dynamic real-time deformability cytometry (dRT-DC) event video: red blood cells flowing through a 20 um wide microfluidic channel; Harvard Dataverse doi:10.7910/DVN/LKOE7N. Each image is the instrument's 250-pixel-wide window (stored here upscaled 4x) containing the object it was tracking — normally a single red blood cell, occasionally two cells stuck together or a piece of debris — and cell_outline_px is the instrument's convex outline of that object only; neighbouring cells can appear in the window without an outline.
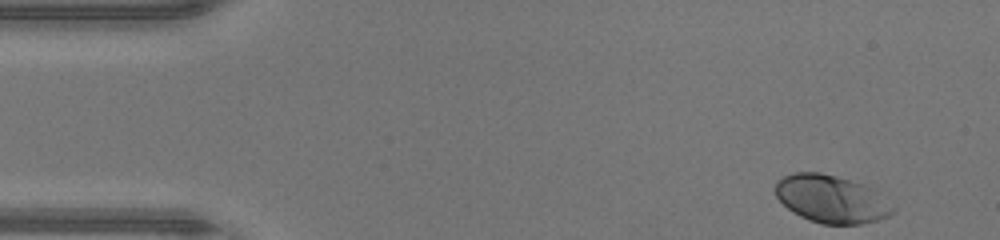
{"species": "human", "species_latin": "Homo sapiens", "temperature_condition": "warm", "stored_images_in_passage": 44, "camera_frame_rate_fps": 3000, "um_per_image_px": 0.085, "donor": {"sex": "male"}, "frame": {"image": 1, "passage_image": 1, "time_ms": 0.0, "image_size_px": [1000, 240], "cell_outline_px": [[896, 208], [888, 216], [876, 220], [860, 224], [820, 224], [808, 220], [800, 216], [788, 208], [776, 196], [776, 180], [792, 172], [820, 172], [836, 176], [864, 184], [872, 188]], "centroid_in_image_um": [70.65, 16.91], "position_along_channel_um": 14.3, "area_um2": 32.54}}
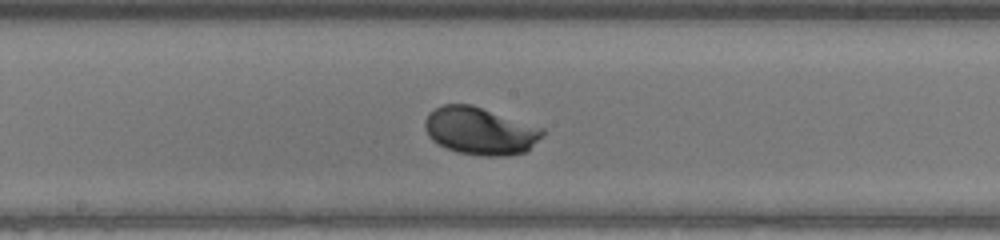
{"frame": {"image": 2, "passage_image": 22, "time_ms": 7.0, "image_size_px": [1000, 240], "cell_outline_px": [[544, 136], [524, 152], [508, 156], [480, 156], [456, 152], [432, 140], [428, 136], [424, 128], [424, 120], [428, 112], [444, 104], [472, 104], [544, 128]], "centroid_in_image_um": [40.8, 11.12], "position_along_channel_um": 207.4, "area_um2": 32.77}}
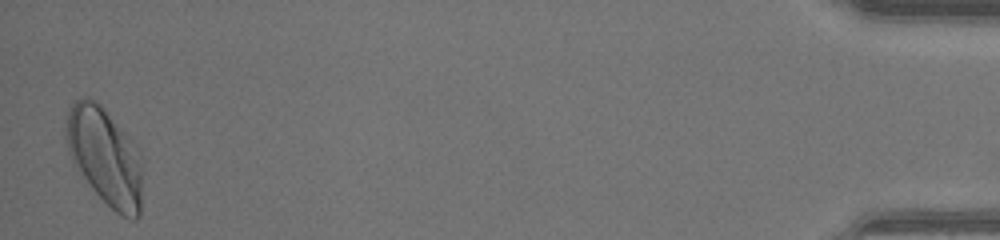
{"frame": {"image": 3, "passage_image": 44, "time_ms": 14.333, "image_size_px": [1000, 240], "cell_outline_px": [[140, 216], [136, 220], [132, 220], [120, 216], [92, 188], [72, 160], [68, 152], [64, 132], [64, 120], [72, 104], [76, 100], [84, 96], [88, 96], [100, 104], [104, 108], [124, 132], [140, 152]], "centroid_in_image_um": [8.88, 13.27], "position_along_channel_um": 426.3, "area_um2": 42.83}, "authors_computed_cell_mechanics": {"area_um2": 31.5299, "velocity_mm_per_s": 4.3689, "shape_relaxation_time_tau1_ms": 2.3226, "shape_relaxation_time_tau2_ms": null, "deformation_change_tau1": 0.1542, "deformation_change_tau2": null}}